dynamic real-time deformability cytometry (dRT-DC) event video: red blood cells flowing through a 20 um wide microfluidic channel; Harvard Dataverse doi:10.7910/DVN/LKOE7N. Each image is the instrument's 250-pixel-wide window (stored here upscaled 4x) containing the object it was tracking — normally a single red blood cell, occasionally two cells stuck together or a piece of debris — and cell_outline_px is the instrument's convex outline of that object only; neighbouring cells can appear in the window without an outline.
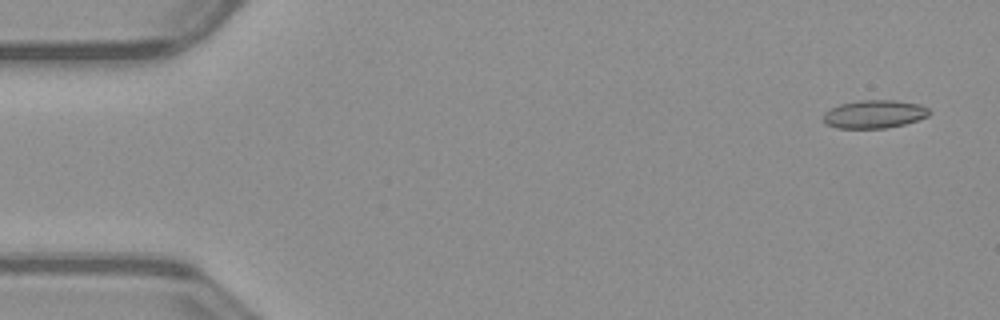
{"species": "common noctule bat (a hibernating species)", "species_latin": "Nyctalus noctula", "temperature_condition": "warm", "stored_images_in_passage": 52, "camera_frame_rate_fps": 3000, "um_per_image_px": 0.085, "animal": {"sex": "male", "body_mass_g": 23.1, "forearm_length_mm": 52.7}, "frame": {"image": 1, "passage_image": 3, "time_ms": 0.667, "image_size_px": [1000, 320], "cell_outline_px": [[932, 112], [928, 116], [904, 124], [884, 128], [836, 128], [828, 124], [824, 120], [824, 112], [840, 104], [864, 100], [896, 100], [920, 104], [928, 108]], "centroid_in_image_um": [74.35, 9.69], "position_along_channel_um": 10.6, "area_um2": 17.22}}
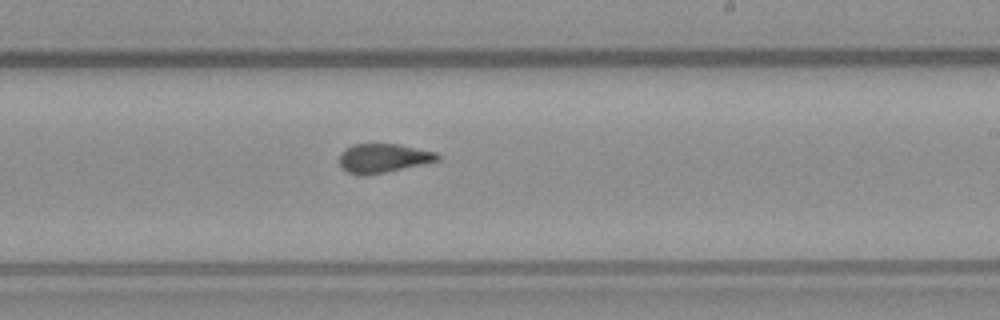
{"frame": {"image": 2, "passage_image": 31, "time_ms": 10.0, "image_size_px": [1000, 320], "cell_outline_px": [[440, 160], [384, 172], [348, 172], [340, 168], [340, 152], [352, 144], [400, 144], [436, 152], [440, 156]], "centroid_in_image_um": [32.6, 13.39], "position_along_channel_um": 256.4, "area_um2": 16.01}}
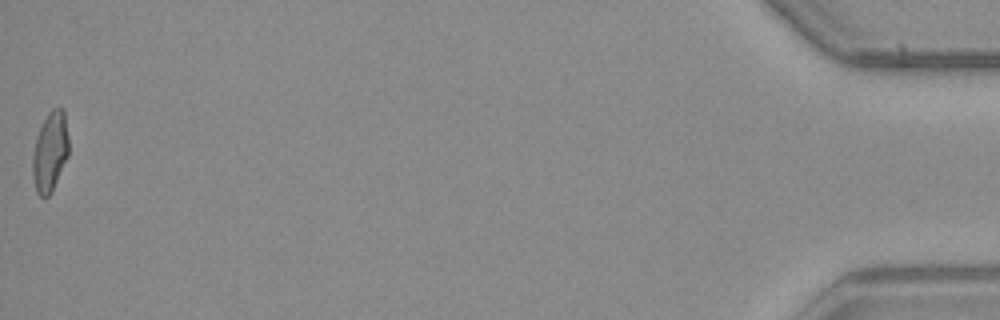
{"frame": {"image": 3, "passage_image": 52, "time_ms": 17.0, "image_size_px": [1000, 320], "cell_outline_px": [[68, 156], [52, 192], [48, 196], [40, 196], [36, 192], [32, 176], [32, 156], [36, 140], [40, 128], [48, 112], [52, 108], [64, 108], [68, 136]], "centroid_in_image_um": [4.26, 12.91], "position_along_channel_um": 430.9, "area_um2": 16.82}, "authors_computed_cell_mechanics": {"area_um2": 17.051, "velocity_mm_per_s": 4.0184, "shape_relaxation_time_tau1_ms": null, "shape_relaxation_time_tau2_ms": 1.2493, "deformation_change_tau1": null, "deformation_change_tau2": 0.0688}}